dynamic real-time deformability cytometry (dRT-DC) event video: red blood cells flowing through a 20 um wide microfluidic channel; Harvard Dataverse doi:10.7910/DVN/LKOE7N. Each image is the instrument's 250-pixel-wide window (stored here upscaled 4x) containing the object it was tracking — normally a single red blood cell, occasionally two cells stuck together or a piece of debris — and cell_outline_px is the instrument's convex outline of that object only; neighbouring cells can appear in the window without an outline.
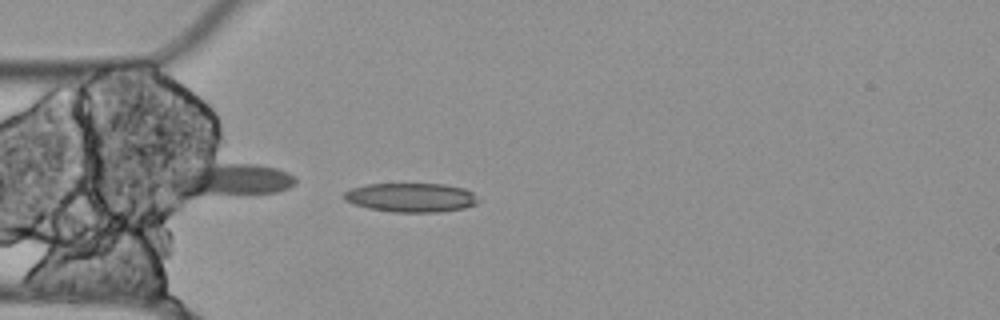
{"species": "Egyptian fruit bat (a non-hibernating species)", "species_latin": "Rousettus aegyptiacus", "temperature_condition": "cold", "stored_images_in_passage": 4, "camera_frame_rate_fps": 3000, "um_per_image_px": 0.085, "animal": {"sex": "female"}, "frame": {"image": 1, "passage_image": 4, "time_ms": 1.0, "image_size_px": [1000, 320], "cell_outline_px": [[480, 200], [476, 204], [464, 208], [440, 212], [392, 212], [368, 208], [344, 200], [340, 196], [348, 188], [368, 184], [444, 184], [464, 188], [472, 192]], "centroid_in_image_um": [34.91, 16.78], "position_along_channel_um": 50.1, "area_um2": 22.95}}